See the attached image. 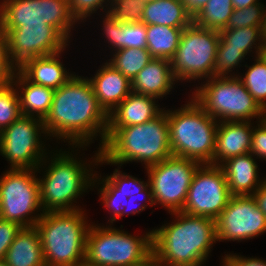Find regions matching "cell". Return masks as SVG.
I'll return each mask as SVG.
<instances>
[{
    "label": "cell",
    "mask_w": 266,
    "mask_h": 266,
    "mask_svg": "<svg viewBox=\"0 0 266 266\" xmlns=\"http://www.w3.org/2000/svg\"><path fill=\"white\" fill-rule=\"evenodd\" d=\"M184 28L146 25L147 50L153 58L171 60L175 55Z\"/></svg>",
    "instance_id": "83f0119b"
},
{
    "label": "cell",
    "mask_w": 266,
    "mask_h": 266,
    "mask_svg": "<svg viewBox=\"0 0 266 266\" xmlns=\"http://www.w3.org/2000/svg\"><path fill=\"white\" fill-rule=\"evenodd\" d=\"M215 224L219 242H241L266 232V216L252 195L232 196Z\"/></svg>",
    "instance_id": "e0dca14e"
},
{
    "label": "cell",
    "mask_w": 266,
    "mask_h": 266,
    "mask_svg": "<svg viewBox=\"0 0 266 266\" xmlns=\"http://www.w3.org/2000/svg\"><path fill=\"white\" fill-rule=\"evenodd\" d=\"M102 30L114 51L123 48L147 49L146 25L142 22H119L106 13Z\"/></svg>",
    "instance_id": "484cf974"
},
{
    "label": "cell",
    "mask_w": 266,
    "mask_h": 266,
    "mask_svg": "<svg viewBox=\"0 0 266 266\" xmlns=\"http://www.w3.org/2000/svg\"><path fill=\"white\" fill-rule=\"evenodd\" d=\"M11 82L18 93L21 114L44 120L50 111L55 90L30 82L19 70Z\"/></svg>",
    "instance_id": "cb8c5ba5"
},
{
    "label": "cell",
    "mask_w": 266,
    "mask_h": 266,
    "mask_svg": "<svg viewBox=\"0 0 266 266\" xmlns=\"http://www.w3.org/2000/svg\"><path fill=\"white\" fill-rule=\"evenodd\" d=\"M37 172L36 169H8L0 176L1 219L21 227L36 226L43 215Z\"/></svg>",
    "instance_id": "30bf717a"
},
{
    "label": "cell",
    "mask_w": 266,
    "mask_h": 266,
    "mask_svg": "<svg viewBox=\"0 0 266 266\" xmlns=\"http://www.w3.org/2000/svg\"><path fill=\"white\" fill-rule=\"evenodd\" d=\"M252 125L251 121L218 123L213 165H221L229 158L251 152Z\"/></svg>",
    "instance_id": "ac0fdd59"
},
{
    "label": "cell",
    "mask_w": 266,
    "mask_h": 266,
    "mask_svg": "<svg viewBox=\"0 0 266 266\" xmlns=\"http://www.w3.org/2000/svg\"><path fill=\"white\" fill-rule=\"evenodd\" d=\"M145 25L186 28L193 23L181 0H149L142 16Z\"/></svg>",
    "instance_id": "4316f807"
},
{
    "label": "cell",
    "mask_w": 266,
    "mask_h": 266,
    "mask_svg": "<svg viewBox=\"0 0 266 266\" xmlns=\"http://www.w3.org/2000/svg\"><path fill=\"white\" fill-rule=\"evenodd\" d=\"M167 112L172 156L213 164L218 121L193 99Z\"/></svg>",
    "instance_id": "8992f818"
},
{
    "label": "cell",
    "mask_w": 266,
    "mask_h": 266,
    "mask_svg": "<svg viewBox=\"0 0 266 266\" xmlns=\"http://www.w3.org/2000/svg\"><path fill=\"white\" fill-rule=\"evenodd\" d=\"M108 2H110V0H69V7L71 14L79 21L78 23L81 21L84 23V21H86L85 19L93 13H96L98 9H103L105 13H107L109 9Z\"/></svg>",
    "instance_id": "8d00e7d4"
},
{
    "label": "cell",
    "mask_w": 266,
    "mask_h": 266,
    "mask_svg": "<svg viewBox=\"0 0 266 266\" xmlns=\"http://www.w3.org/2000/svg\"><path fill=\"white\" fill-rule=\"evenodd\" d=\"M256 127V128H255ZM251 153L256 159L266 160V126L258 121L253 127Z\"/></svg>",
    "instance_id": "ab89813d"
},
{
    "label": "cell",
    "mask_w": 266,
    "mask_h": 266,
    "mask_svg": "<svg viewBox=\"0 0 266 266\" xmlns=\"http://www.w3.org/2000/svg\"><path fill=\"white\" fill-rule=\"evenodd\" d=\"M261 123L266 126V107L262 108Z\"/></svg>",
    "instance_id": "bcb514c9"
},
{
    "label": "cell",
    "mask_w": 266,
    "mask_h": 266,
    "mask_svg": "<svg viewBox=\"0 0 266 266\" xmlns=\"http://www.w3.org/2000/svg\"><path fill=\"white\" fill-rule=\"evenodd\" d=\"M176 81L170 60L154 58L134 77L131 88L137 94L161 99L172 91Z\"/></svg>",
    "instance_id": "7402d4cb"
},
{
    "label": "cell",
    "mask_w": 266,
    "mask_h": 266,
    "mask_svg": "<svg viewBox=\"0 0 266 266\" xmlns=\"http://www.w3.org/2000/svg\"><path fill=\"white\" fill-rule=\"evenodd\" d=\"M16 87L10 81L0 88V132L21 116Z\"/></svg>",
    "instance_id": "836d02e7"
},
{
    "label": "cell",
    "mask_w": 266,
    "mask_h": 266,
    "mask_svg": "<svg viewBox=\"0 0 266 266\" xmlns=\"http://www.w3.org/2000/svg\"><path fill=\"white\" fill-rule=\"evenodd\" d=\"M234 9L247 8L249 6L259 4V0H231Z\"/></svg>",
    "instance_id": "ee69618b"
},
{
    "label": "cell",
    "mask_w": 266,
    "mask_h": 266,
    "mask_svg": "<svg viewBox=\"0 0 266 266\" xmlns=\"http://www.w3.org/2000/svg\"><path fill=\"white\" fill-rule=\"evenodd\" d=\"M69 152L62 151L61 148L59 151L56 150V153L50 151L54 155L50 158L48 157L50 155L45 156L36 169L37 171L46 170L42 178H38L43 213L79 210V205L76 206L73 203L92 187L95 174L94 169H91L92 164L85 160L83 162L78 160L73 150Z\"/></svg>",
    "instance_id": "277c9868"
},
{
    "label": "cell",
    "mask_w": 266,
    "mask_h": 266,
    "mask_svg": "<svg viewBox=\"0 0 266 266\" xmlns=\"http://www.w3.org/2000/svg\"><path fill=\"white\" fill-rule=\"evenodd\" d=\"M262 32H263V45H266V13H265V24Z\"/></svg>",
    "instance_id": "7dc6e473"
},
{
    "label": "cell",
    "mask_w": 266,
    "mask_h": 266,
    "mask_svg": "<svg viewBox=\"0 0 266 266\" xmlns=\"http://www.w3.org/2000/svg\"><path fill=\"white\" fill-rule=\"evenodd\" d=\"M82 208L46 212L36 223L46 266H84L88 230Z\"/></svg>",
    "instance_id": "5b68a950"
},
{
    "label": "cell",
    "mask_w": 266,
    "mask_h": 266,
    "mask_svg": "<svg viewBox=\"0 0 266 266\" xmlns=\"http://www.w3.org/2000/svg\"><path fill=\"white\" fill-rule=\"evenodd\" d=\"M0 29L7 34L9 56L17 68L30 58L63 53L70 42L49 24L0 26Z\"/></svg>",
    "instance_id": "2e32d148"
},
{
    "label": "cell",
    "mask_w": 266,
    "mask_h": 266,
    "mask_svg": "<svg viewBox=\"0 0 266 266\" xmlns=\"http://www.w3.org/2000/svg\"><path fill=\"white\" fill-rule=\"evenodd\" d=\"M242 255L225 254L223 261L226 266H266V260L253 257H244Z\"/></svg>",
    "instance_id": "60d3db41"
},
{
    "label": "cell",
    "mask_w": 266,
    "mask_h": 266,
    "mask_svg": "<svg viewBox=\"0 0 266 266\" xmlns=\"http://www.w3.org/2000/svg\"><path fill=\"white\" fill-rule=\"evenodd\" d=\"M78 21L70 12L69 0H2L0 26L49 24L68 41Z\"/></svg>",
    "instance_id": "4fadbf2b"
},
{
    "label": "cell",
    "mask_w": 266,
    "mask_h": 266,
    "mask_svg": "<svg viewBox=\"0 0 266 266\" xmlns=\"http://www.w3.org/2000/svg\"><path fill=\"white\" fill-rule=\"evenodd\" d=\"M4 261L8 266H46L38 229L22 227L10 245Z\"/></svg>",
    "instance_id": "d4e9b609"
},
{
    "label": "cell",
    "mask_w": 266,
    "mask_h": 266,
    "mask_svg": "<svg viewBox=\"0 0 266 266\" xmlns=\"http://www.w3.org/2000/svg\"><path fill=\"white\" fill-rule=\"evenodd\" d=\"M149 0H110L108 14L119 22H141Z\"/></svg>",
    "instance_id": "e575fe53"
},
{
    "label": "cell",
    "mask_w": 266,
    "mask_h": 266,
    "mask_svg": "<svg viewBox=\"0 0 266 266\" xmlns=\"http://www.w3.org/2000/svg\"><path fill=\"white\" fill-rule=\"evenodd\" d=\"M62 53L30 58L18 70L30 81L51 89L64 85L75 73H71L60 62ZM68 71V72H67Z\"/></svg>",
    "instance_id": "603a6c76"
},
{
    "label": "cell",
    "mask_w": 266,
    "mask_h": 266,
    "mask_svg": "<svg viewBox=\"0 0 266 266\" xmlns=\"http://www.w3.org/2000/svg\"><path fill=\"white\" fill-rule=\"evenodd\" d=\"M253 154L235 156L227 159L222 167L232 196L252 195L265 181L260 180L258 165Z\"/></svg>",
    "instance_id": "44dd1931"
},
{
    "label": "cell",
    "mask_w": 266,
    "mask_h": 266,
    "mask_svg": "<svg viewBox=\"0 0 266 266\" xmlns=\"http://www.w3.org/2000/svg\"><path fill=\"white\" fill-rule=\"evenodd\" d=\"M232 197L220 165L200 164L181 212L216 220Z\"/></svg>",
    "instance_id": "5bb4252c"
},
{
    "label": "cell",
    "mask_w": 266,
    "mask_h": 266,
    "mask_svg": "<svg viewBox=\"0 0 266 266\" xmlns=\"http://www.w3.org/2000/svg\"><path fill=\"white\" fill-rule=\"evenodd\" d=\"M172 156L167 112L140 125L108 128L103 146L92 158L93 166L103 163L122 166L129 162H143L144 168L158 164Z\"/></svg>",
    "instance_id": "7a4b0ae2"
},
{
    "label": "cell",
    "mask_w": 266,
    "mask_h": 266,
    "mask_svg": "<svg viewBox=\"0 0 266 266\" xmlns=\"http://www.w3.org/2000/svg\"><path fill=\"white\" fill-rule=\"evenodd\" d=\"M246 54L239 49L228 48L220 39L217 46L215 65L213 68V77L237 76L233 70L242 66L241 62L245 60ZM244 59V60H243ZM233 72L229 73V72Z\"/></svg>",
    "instance_id": "d6a6232c"
},
{
    "label": "cell",
    "mask_w": 266,
    "mask_h": 266,
    "mask_svg": "<svg viewBox=\"0 0 266 266\" xmlns=\"http://www.w3.org/2000/svg\"><path fill=\"white\" fill-rule=\"evenodd\" d=\"M199 165L191 159L171 156L145 168L154 205H162L169 213L182 211L192 177Z\"/></svg>",
    "instance_id": "7c38bea8"
},
{
    "label": "cell",
    "mask_w": 266,
    "mask_h": 266,
    "mask_svg": "<svg viewBox=\"0 0 266 266\" xmlns=\"http://www.w3.org/2000/svg\"><path fill=\"white\" fill-rule=\"evenodd\" d=\"M254 64L248 66L244 76H239L248 92L261 108L266 107V60L262 55L255 56Z\"/></svg>",
    "instance_id": "1f68e13d"
},
{
    "label": "cell",
    "mask_w": 266,
    "mask_h": 266,
    "mask_svg": "<svg viewBox=\"0 0 266 266\" xmlns=\"http://www.w3.org/2000/svg\"><path fill=\"white\" fill-rule=\"evenodd\" d=\"M262 30L263 27L222 29L219 31V39L228 48L239 49L246 55H249L255 48L254 52L256 56H259L264 47Z\"/></svg>",
    "instance_id": "f1b7e54d"
},
{
    "label": "cell",
    "mask_w": 266,
    "mask_h": 266,
    "mask_svg": "<svg viewBox=\"0 0 266 266\" xmlns=\"http://www.w3.org/2000/svg\"><path fill=\"white\" fill-rule=\"evenodd\" d=\"M174 222L153 230V256L162 266H202L217 241L215 220L173 212Z\"/></svg>",
    "instance_id": "3957f363"
},
{
    "label": "cell",
    "mask_w": 266,
    "mask_h": 266,
    "mask_svg": "<svg viewBox=\"0 0 266 266\" xmlns=\"http://www.w3.org/2000/svg\"><path fill=\"white\" fill-rule=\"evenodd\" d=\"M21 228L16 222L0 219V260L4 259L6 252Z\"/></svg>",
    "instance_id": "f35d334b"
},
{
    "label": "cell",
    "mask_w": 266,
    "mask_h": 266,
    "mask_svg": "<svg viewBox=\"0 0 266 266\" xmlns=\"http://www.w3.org/2000/svg\"><path fill=\"white\" fill-rule=\"evenodd\" d=\"M137 266H162V265L154 256H152L146 262Z\"/></svg>",
    "instance_id": "f6af8a7d"
},
{
    "label": "cell",
    "mask_w": 266,
    "mask_h": 266,
    "mask_svg": "<svg viewBox=\"0 0 266 266\" xmlns=\"http://www.w3.org/2000/svg\"><path fill=\"white\" fill-rule=\"evenodd\" d=\"M43 123L47 137L66 140L73 150H83L99 134L100 149L106 140L109 114L99 104L89 78L75 74L54 91Z\"/></svg>",
    "instance_id": "6da1fadb"
},
{
    "label": "cell",
    "mask_w": 266,
    "mask_h": 266,
    "mask_svg": "<svg viewBox=\"0 0 266 266\" xmlns=\"http://www.w3.org/2000/svg\"><path fill=\"white\" fill-rule=\"evenodd\" d=\"M219 31L194 23L183 29L175 55L170 60L173 76L179 81L213 77Z\"/></svg>",
    "instance_id": "9c48e42d"
},
{
    "label": "cell",
    "mask_w": 266,
    "mask_h": 266,
    "mask_svg": "<svg viewBox=\"0 0 266 266\" xmlns=\"http://www.w3.org/2000/svg\"><path fill=\"white\" fill-rule=\"evenodd\" d=\"M113 54L108 63L130 81L154 59L147 49L123 48Z\"/></svg>",
    "instance_id": "f546056e"
},
{
    "label": "cell",
    "mask_w": 266,
    "mask_h": 266,
    "mask_svg": "<svg viewBox=\"0 0 266 266\" xmlns=\"http://www.w3.org/2000/svg\"><path fill=\"white\" fill-rule=\"evenodd\" d=\"M44 135L47 136L43 120L23 115L3 129L0 154L10 162L9 169H37L50 154L46 153L42 142L41 136Z\"/></svg>",
    "instance_id": "8fae6325"
},
{
    "label": "cell",
    "mask_w": 266,
    "mask_h": 266,
    "mask_svg": "<svg viewBox=\"0 0 266 266\" xmlns=\"http://www.w3.org/2000/svg\"><path fill=\"white\" fill-rule=\"evenodd\" d=\"M266 7L259 3L247 8L234 9L225 29L264 27Z\"/></svg>",
    "instance_id": "d590c367"
},
{
    "label": "cell",
    "mask_w": 266,
    "mask_h": 266,
    "mask_svg": "<svg viewBox=\"0 0 266 266\" xmlns=\"http://www.w3.org/2000/svg\"><path fill=\"white\" fill-rule=\"evenodd\" d=\"M194 90L192 98L218 122L261 120L262 108L239 75L211 77Z\"/></svg>",
    "instance_id": "ba28073f"
},
{
    "label": "cell",
    "mask_w": 266,
    "mask_h": 266,
    "mask_svg": "<svg viewBox=\"0 0 266 266\" xmlns=\"http://www.w3.org/2000/svg\"><path fill=\"white\" fill-rule=\"evenodd\" d=\"M0 266H8V265L6 264V262L4 261V259H1L0 260Z\"/></svg>",
    "instance_id": "681fc988"
},
{
    "label": "cell",
    "mask_w": 266,
    "mask_h": 266,
    "mask_svg": "<svg viewBox=\"0 0 266 266\" xmlns=\"http://www.w3.org/2000/svg\"><path fill=\"white\" fill-rule=\"evenodd\" d=\"M97 177L95 173L91 188H93L94 185L97 186L98 184L97 187H99V185L102 184L98 189V193L100 194V200L105 208L109 210L110 213L112 212V217L108 220V223H112L111 225H113L116 220L121 219L124 214H138L144 211L148 204L151 206L154 205L149 181H141V179L137 177L125 174L124 172L122 173L120 169H115L113 174L109 176L106 175L105 178L103 176L101 179V174L99 179ZM96 182L98 183L95 184ZM138 195L145 196L146 198L143 197L144 199H142L148 200L147 202L149 203L145 202V204L143 203L142 205H137L138 207H134L135 205L133 206V204L135 198H138Z\"/></svg>",
    "instance_id": "9a60e30c"
},
{
    "label": "cell",
    "mask_w": 266,
    "mask_h": 266,
    "mask_svg": "<svg viewBox=\"0 0 266 266\" xmlns=\"http://www.w3.org/2000/svg\"><path fill=\"white\" fill-rule=\"evenodd\" d=\"M252 197L255 199L258 208L266 216V179L260 185V187L252 194Z\"/></svg>",
    "instance_id": "7bdbcfd3"
},
{
    "label": "cell",
    "mask_w": 266,
    "mask_h": 266,
    "mask_svg": "<svg viewBox=\"0 0 266 266\" xmlns=\"http://www.w3.org/2000/svg\"><path fill=\"white\" fill-rule=\"evenodd\" d=\"M17 71L9 56L7 34L0 29V88L10 82Z\"/></svg>",
    "instance_id": "74e56055"
},
{
    "label": "cell",
    "mask_w": 266,
    "mask_h": 266,
    "mask_svg": "<svg viewBox=\"0 0 266 266\" xmlns=\"http://www.w3.org/2000/svg\"><path fill=\"white\" fill-rule=\"evenodd\" d=\"M233 10L231 0H209L193 23L198 27L220 31L226 28Z\"/></svg>",
    "instance_id": "4dcf8cb0"
},
{
    "label": "cell",
    "mask_w": 266,
    "mask_h": 266,
    "mask_svg": "<svg viewBox=\"0 0 266 266\" xmlns=\"http://www.w3.org/2000/svg\"><path fill=\"white\" fill-rule=\"evenodd\" d=\"M209 0H181L186 13L194 20Z\"/></svg>",
    "instance_id": "b9f144b4"
},
{
    "label": "cell",
    "mask_w": 266,
    "mask_h": 266,
    "mask_svg": "<svg viewBox=\"0 0 266 266\" xmlns=\"http://www.w3.org/2000/svg\"><path fill=\"white\" fill-rule=\"evenodd\" d=\"M261 55L263 56V58L266 60V45H264Z\"/></svg>",
    "instance_id": "c3c4849f"
},
{
    "label": "cell",
    "mask_w": 266,
    "mask_h": 266,
    "mask_svg": "<svg viewBox=\"0 0 266 266\" xmlns=\"http://www.w3.org/2000/svg\"><path fill=\"white\" fill-rule=\"evenodd\" d=\"M99 104L110 114L131 92V81L108 61L89 79Z\"/></svg>",
    "instance_id": "d6986e66"
},
{
    "label": "cell",
    "mask_w": 266,
    "mask_h": 266,
    "mask_svg": "<svg viewBox=\"0 0 266 266\" xmlns=\"http://www.w3.org/2000/svg\"><path fill=\"white\" fill-rule=\"evenodd\" d=\"M153 256V230L143 236L109 226L91 224L84 266H137Z\"/></svg>",
    "instance_id": "52a82bcc"
},
{
    "label": "cell",
    "mask_w": 266,
    "mask_h": 266,
    "mask_svg": "<svg viewBox=\"0 0 266 266\" xmlns=\"http://www.w3.org/2000/svg\"><path fill=\"white\" fill-rule=\"evenodd\" d=\"M157 98L131 92L110 114L108 128H123L140 125L157 117L164 108L156 103Z\"/></svg>",
    "instance_id": "ffe728a7"
}]
</instances>
